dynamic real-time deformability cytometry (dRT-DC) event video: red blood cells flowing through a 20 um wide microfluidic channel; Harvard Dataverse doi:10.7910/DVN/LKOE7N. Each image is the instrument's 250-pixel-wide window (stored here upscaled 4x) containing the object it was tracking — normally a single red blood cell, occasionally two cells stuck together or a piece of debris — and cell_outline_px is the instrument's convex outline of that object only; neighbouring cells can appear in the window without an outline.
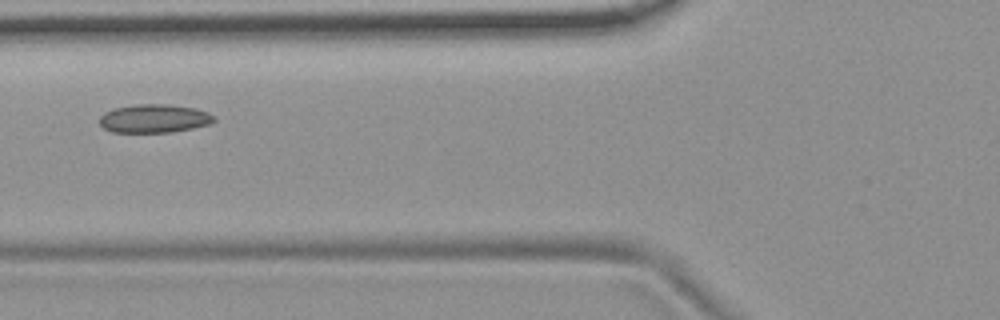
{"species": "common noctule bat (a hibernating species)", "species_latin": "Nyctalus noctula", "temperature_condition": "room temperature", "stored_images_in_passage": 9, "camera_frame_rate_fps": 3000, "um_per_image_px": 0.085, "animal": {"sex": "female", "body_mass_g": 19.9}, "frame": {"image": 1, "passage_image": 6, "time_ms": 1.667, "image_size_px": [1000, 320], "cell_outline_px": [[216, 120], [212, 124], [172, 132], [112, 132], [104, 128], [100, 124], [100, 116], [104, 112], [112, 108], [136, 104], [168, 104], [196, 108], [208, 112], [216, 116]], "centroid_in_image_um": [13.13, 10.06], "position_along_channel_um": 112.7, "area_um2": 19.25}}
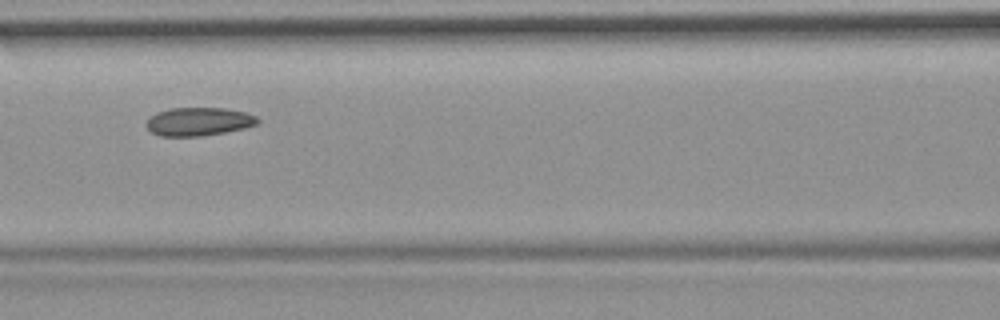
{"frame": {"image": 2, "passage_image": 7, "time_ms": 2.0, "image_size_px": [1000, 320], "cell_outline_px": [[260, 120], [256, 124], [244, 128], [224, 132], [200, 136], [160, 136], [152, 132], [148, 128], [148, 120], [156, 112], [168, 108], [224, 108], [244, 112], [256, 116]], "centroid_in_image_um": [16.89, 10.33], "position_along_channel_um": 149.7, "area_um2": 18.15}}